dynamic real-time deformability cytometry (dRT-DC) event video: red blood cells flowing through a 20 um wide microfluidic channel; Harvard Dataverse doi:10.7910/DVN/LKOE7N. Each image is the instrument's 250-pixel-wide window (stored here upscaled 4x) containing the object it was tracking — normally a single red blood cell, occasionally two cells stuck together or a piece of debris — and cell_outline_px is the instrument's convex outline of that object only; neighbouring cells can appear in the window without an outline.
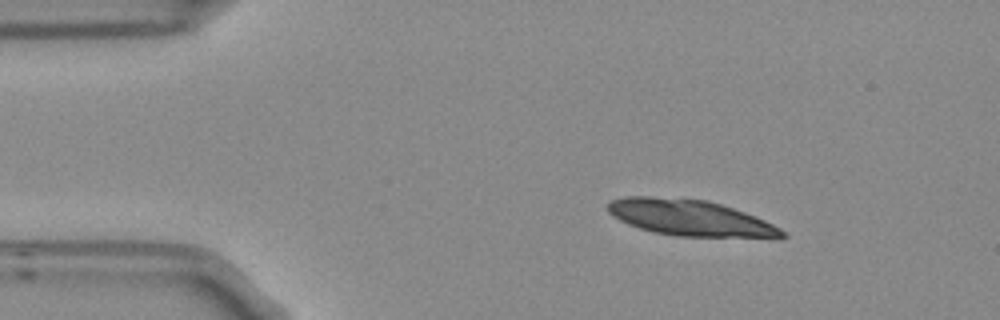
{"species": "Egyptian fruit bat (a non-hibernating species)", "species_latin": "Rousettus aegyptiacus", "temperature_condition": "room temperature", "stored_images_in_passage": 3, "camera_frame_rate_fps": 3000, "um_per_image_px": 0.085, "frame": {"image": 1, "passage_image": 1, "time_ms": 0.0, "image_size_px": [1000, 320], "cell_outline_px": [[788, 236], [680, 236], [652, 232], [628, 224], [620, 220], [608, 212], [608, 200], [624, 196], [652, 196], [708, 200], [756, 216], [780, 228]], "centroid_in_image_um": [58.54, 18.48], "position_along_channel_um": 26.5, "area_um2": 35.89}}